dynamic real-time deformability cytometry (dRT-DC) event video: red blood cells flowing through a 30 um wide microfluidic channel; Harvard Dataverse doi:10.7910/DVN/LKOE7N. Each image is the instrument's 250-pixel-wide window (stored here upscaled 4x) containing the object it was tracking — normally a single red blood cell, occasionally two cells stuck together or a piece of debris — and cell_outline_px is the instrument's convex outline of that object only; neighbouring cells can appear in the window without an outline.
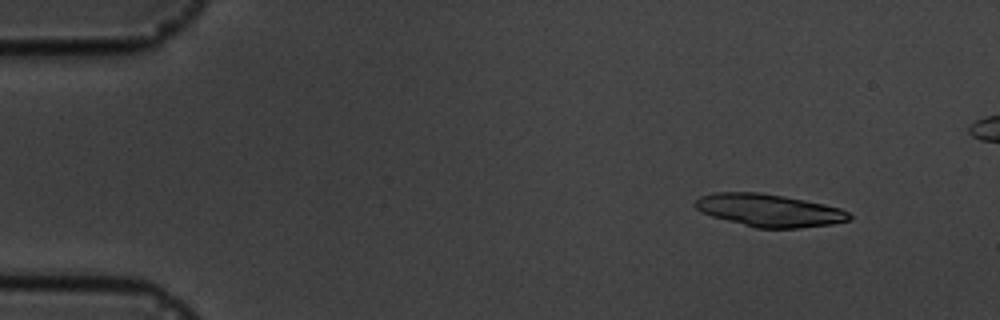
{"species": "common noctule bat (a hibernating species)", "species_latin": "Nyctalus noctula", "temperature_condition": "cold", "stored_images_in_passage": 6, "camera_frame_rate_fps": 3000, "um_per_image_px": 0.085, "animal": {"sex": "male", "body_mass_g": 19.5, "forearm_length_mm": 54.6}, "frame": {"image": 1, "passage_image": 2, "time_ms": 1.333, "image_size_px": [1000, 320], "cell_outline_px": [[852, 220], [832, 224], [800, 228], [756, 228], [712, 216], [700, 212], [692, 204], [700, 196], [712, 192], [760, 192], [784, 196], [824, 204], [840, 208], [848, 212], [852, 216]], "centroid_in_image_um": [65.37, 17.87], "position_along_channel_um": 19.6, "area_um2": 29.42}}